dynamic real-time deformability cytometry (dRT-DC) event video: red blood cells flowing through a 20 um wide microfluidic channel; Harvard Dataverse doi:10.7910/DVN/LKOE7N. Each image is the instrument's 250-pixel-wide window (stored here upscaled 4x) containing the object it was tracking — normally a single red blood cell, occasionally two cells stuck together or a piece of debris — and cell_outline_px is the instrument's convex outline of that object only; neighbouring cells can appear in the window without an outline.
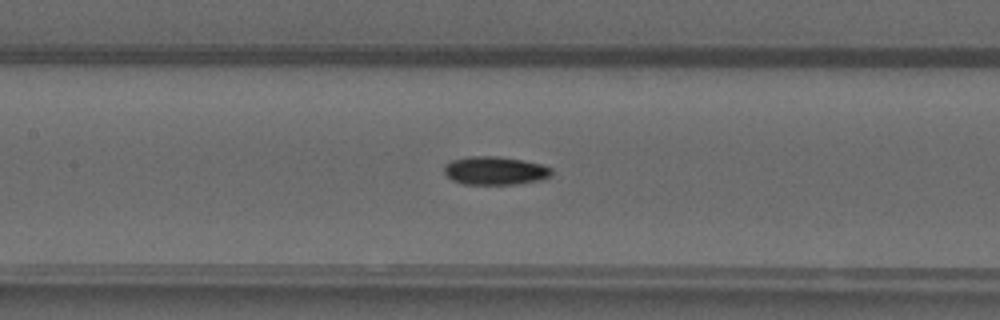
{"species": "common noctule bat (a hibernating species)", "species_latin": "Nyctalus noctula", "temperature_condition": "warm", "stored_images_in_passage": 51, "camera_frame_rate_fps": 3000, "um_per_image_px": 0.085, "animal": {"sex": "male", "forearm_length_mm": 52.5}, "frame": {"image": 1, "passage_image": 24, "time_ms": 7.667, "image_size_px": [1000, 320], "cell_outline_px": [[552, 176], [540, 180], [516, 184], [464, 184], [452, 180], [444, 172], [444, 164], [452, 160], [468, 156], [500, 156], [524, 160], [540, 164], [552, 168]], "centroid_in_image_um": [42.08, 14.5], "position_along_channel_um": 165.3, "area_um2": 17.86}}
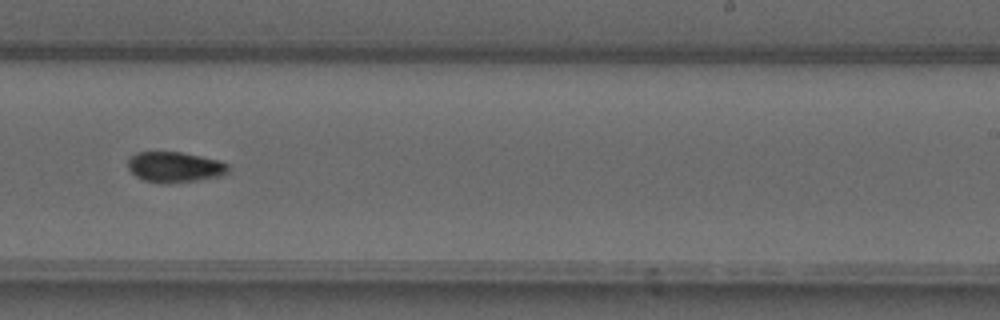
{"frame": {"image": 2, "passage_image": 32, "time_ms": 10.333, "image_size_px": [1000, 320], "cell_outline_px": [[228, 172], [220, 176], [200, 180], [164, 184], [144, 180], [136, 176], [128, 168], [128, 160], [136, 152], [184, 152], [220, 160], [228, 164]], "centroid_in_image_um": [14.87, 14.2], "position_along_channel_um": 274.1, "area_um2": 17.98}}
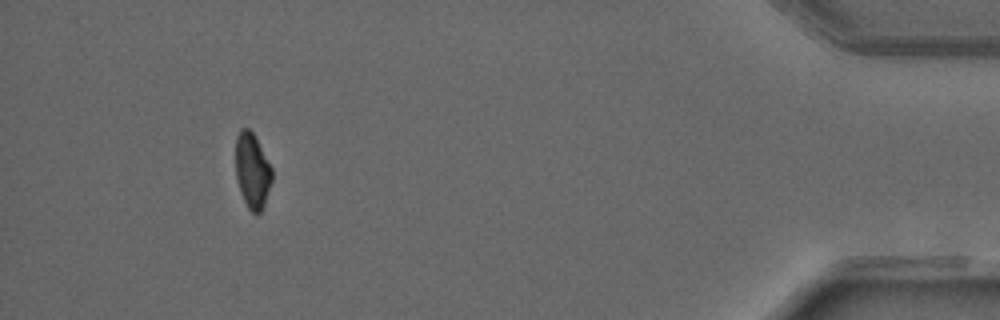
{"frame": {"image": 3, "passage_image": 47, "time_ms": 15.333, "image_size_px": [1000, 320], "cell_outline_px": [[272, 180], [264, 204], [260, 212], [256, 216], [248, 208], [240, 192], [236, 176], [236, 136], [240, 128], [248, 128], [256, 136], [272, 168]], "centroid_in_image_um": [21.44, 14.49], "position_along_channel_um": 413.8, "area_um2": 16.01}, "authors_computed_cell_mechanics": {"area_um2": 16.9354, "velocity_mm_per_s": 4.105, "shape_relaxation_time_tau1_ms": 7.4159, "shape_relaxation_time_tau2_ms": 5.9257, "deformation_change_tau1": 0.1973, "deformation_change_tau2": 0.0875}}